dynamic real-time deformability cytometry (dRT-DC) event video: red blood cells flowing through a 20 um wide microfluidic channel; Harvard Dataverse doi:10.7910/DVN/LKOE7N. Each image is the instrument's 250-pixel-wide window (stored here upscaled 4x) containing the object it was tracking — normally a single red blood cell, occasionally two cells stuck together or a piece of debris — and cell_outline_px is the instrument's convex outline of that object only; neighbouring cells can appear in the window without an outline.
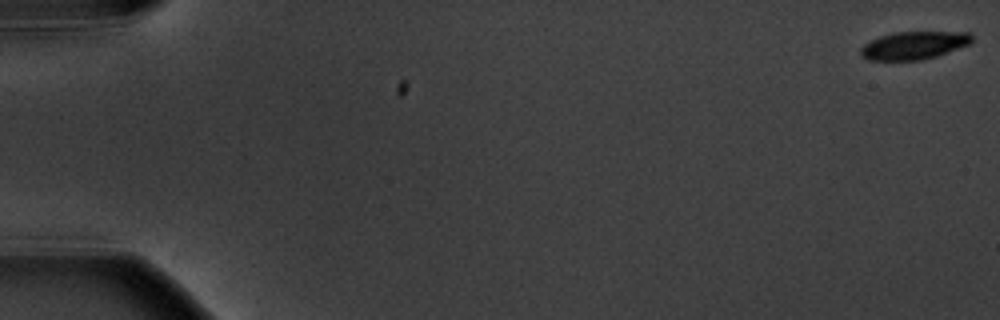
{"species": "common noctule bat (a hibernating species)", "species_latin": "Nyctalus noctula", "temperature_condition": "warm", "stored_images_in_passage": 8, "camera_frame_rate_fps": 3000, "um_per_image_px": 0.085, "animal": {"sex": "male", "body_mass_g": 20.1, "forearm_length_mm": 53.5}, "frame": {"image": 1, "passage_image": 1, "time_ms": 0.0, "image_size_px": [1000, 320], "cell_outline_px": [[972, 40], [968, 44], [936, 56], [920, 60], [868, 60], [860, 56], [860, 48], [864, 44], [880, 36], [896, 32], [968, 32], [972, 36]], "centroid_in_image_um": [77.63, 3.86], "position_along_channel_um": 7.4, "area_um2": 17.86}}
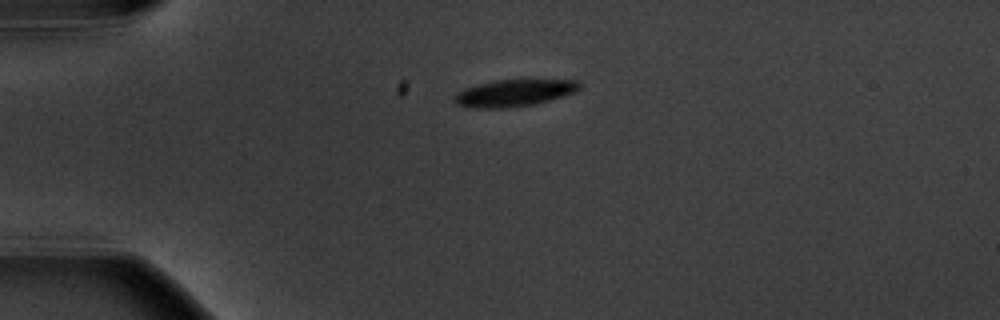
{"frame": {"image": 2, "passage_image": 5, "time_ms": 4.667, "image_size_px": [1000, 320], "cell_outline_px": [[580, 88], [572, 92], [548, 100], [532, 104], [504, 108], [472, 108], [456, 104], [452, 100], [464, 88], [476, 84], [496, 80], [580, 80]], "centroid_in_image_um": [43.65, 7.89], "position_along_channel_um": 41.4, "area_um2": 19.25}}
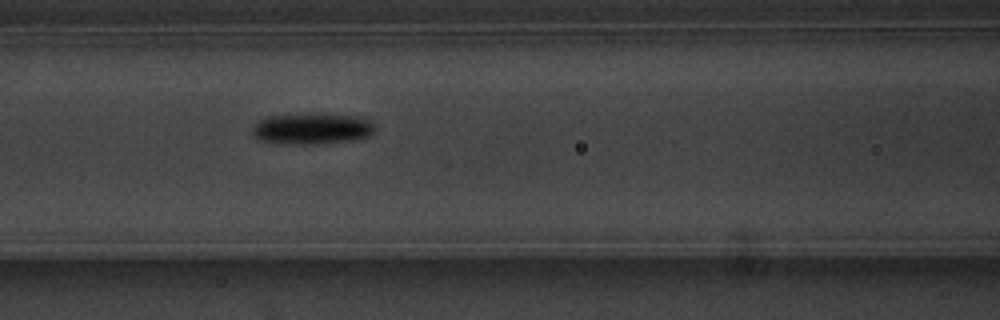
{"frame": {"image": 3, "passage_image": 8, "time_ms": 8.333, "image_size_px": [1000, 320], "cell_outline_px": [[376, 132], [368, 136], [352, 140], [316, 144], [296, 144], [260, 140], [252, 132], [252, 124], [260, 120], [272, 116], [316, 112], [360, 116], [372, 120], [376, 124]], "centroid_in_image_um": [26.62, 10.9], "position_along_channel_um": 140.0, "area_um2": 22.72}}